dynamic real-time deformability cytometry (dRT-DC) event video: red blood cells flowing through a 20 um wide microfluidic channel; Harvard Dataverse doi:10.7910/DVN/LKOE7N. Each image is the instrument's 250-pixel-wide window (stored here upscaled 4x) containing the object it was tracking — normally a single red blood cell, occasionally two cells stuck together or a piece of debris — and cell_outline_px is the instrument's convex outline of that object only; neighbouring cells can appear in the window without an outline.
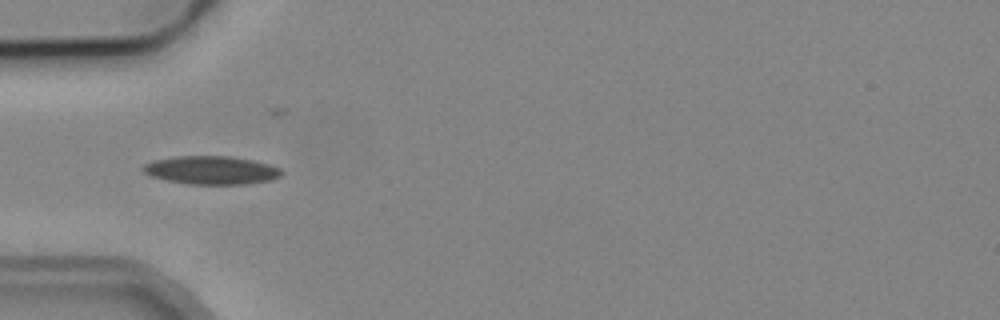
{"species": "common noctule bat (a hibernating species)", "species_latin": "Nyctalus noctula", "temperature_condition": "cold", "stored_images_in_passage": 8, "camera_frame_rate_fps": 3000, "um_per_image_px": 0.085, "animal": {"sex": "male", "body_mass_g": 19.2, "forearm_length_mm": 51.8}, "frame": {"image": 1, "passage_image": 5, "time_ms": 5.333, "image_size_px": [1000, 320], "cell_outline_px": [[284, 172], [280, 176], [272, 180], [244, 184], [188, 184], [168, 180], [152, 176], [144, 172], [140, 168], [144, 164], [152, 160], [176, 156], [228, 156], [252, 160], [268, 164], [280, 168]], "centroid_in_image_um": [17.96, 14.46], "position_along_channel_um": 67.0, "area_um2": 22.83}}